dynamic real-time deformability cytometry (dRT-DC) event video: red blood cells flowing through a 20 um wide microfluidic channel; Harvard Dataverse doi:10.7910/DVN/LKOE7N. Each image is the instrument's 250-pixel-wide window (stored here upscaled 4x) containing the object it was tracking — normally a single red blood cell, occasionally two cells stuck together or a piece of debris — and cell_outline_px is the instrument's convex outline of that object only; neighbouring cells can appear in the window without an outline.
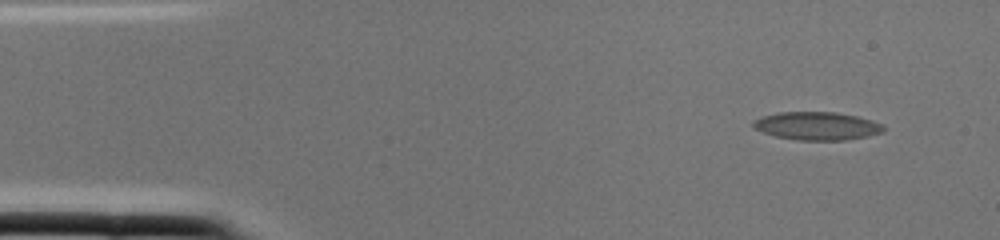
{"species": "common noctule bat (a hibernating species)", "species_latin": "Nyctalus noctula", "temperature_condition": "cold", "stored_images_in_passage": 1, "camera_frame_rate_fps": 3000, "um_per_image_px": 0.085, "animal": {"sex": "female", "body_mass_g": 22.0, "forearm_length_mm": 56.7}, "frame": {"image": 1, "passage_image": 1, "time_ms": 0.0, "image_size_px": [1000, 240], "cell_outline_px": [[884, 132], [868, 136], [844, 140], [796, 140], [776, 136], [764, 132], [756, 128], [752, 124], [752, 120], [776, 112], [836, 112], [856, 116], [872, 120], [884, 124]], "centroid_in_image_um": [69.47, 10.7], "position_along_channel_um": 15.5, "area_um2": 21.33}}